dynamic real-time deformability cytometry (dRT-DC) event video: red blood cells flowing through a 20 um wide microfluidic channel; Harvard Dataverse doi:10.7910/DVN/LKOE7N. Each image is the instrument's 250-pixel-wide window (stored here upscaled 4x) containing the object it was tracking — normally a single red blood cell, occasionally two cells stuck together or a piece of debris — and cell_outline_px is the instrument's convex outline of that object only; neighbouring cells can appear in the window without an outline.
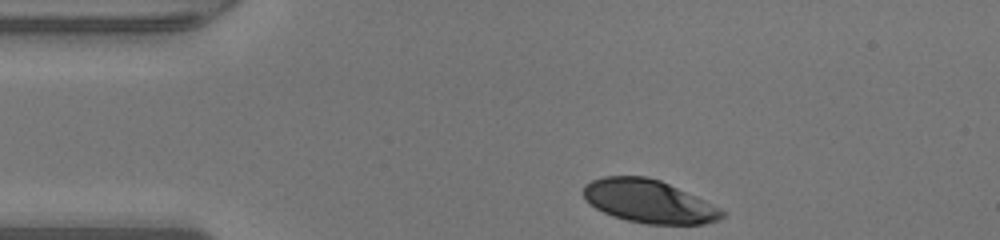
{"species": "human", "species_latin": "Homo sapiens", "temperature_condition": "warm", "stored_images_in_passage": 31, "camera_frame_rate_fps": 3000, "um_per_image_px": 0.085, "donor": {"sex": "male"}, "frame": {"image": 1, "passage_image": 1, "time_ms": 0.0, "image_size_px": [1000, 240], "cell_outline_px": [[724, 216], [716, 220], [704, 224], [648, 224], [624, 220], [612, 216], [588, 204], [584, 196], [584, 184], [592, 180], [604, 176], [648, 176], [660, 180], [696, 196], [720, 208], [724, 212]], "centroid_in_image_um": [55.12, 17.11], "position_along_channel_um": 29.9, "area_um2": 34.74}}
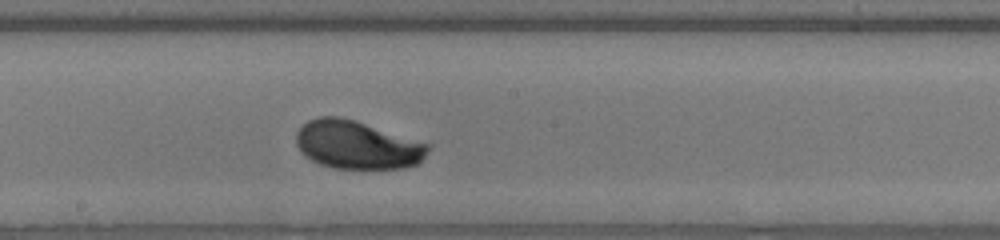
{"frame": {"image": 2, "passage_image": 18, "time_ms": 5.667, "image_size_px": [1000, 240], "cell_outline_px": [[432, 144], [428, 152], [416, 164], [404, 168], [336, 168], [320, 164], [312, 160], [296, 144], [296, 132], [308, 120], [320, 116], [340, 116], [356, 120]], "centroid_in_image_um": [30.39, 12.29], "position_along_channel_um": 217.8, "area_um2": 36.99}}
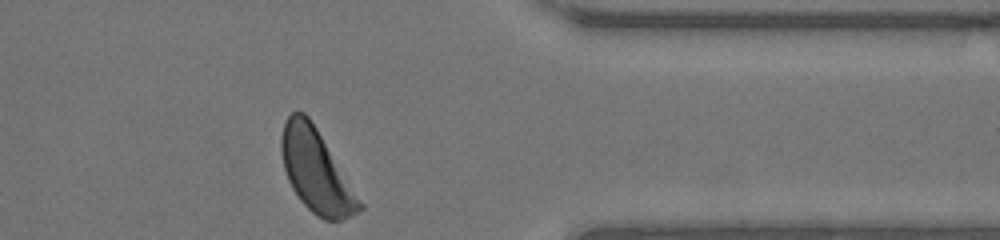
{"frame": {"image": 3, "passage_image": 31, "time_ms": 10.0, "image_size_px": [1000, 240], "cell_outline_px": [[364, 208], [344, 220], [324, 220], [316, 216], [300, 200], [292, 188], [288, 180], [284, 168], [280, 152], [280, 136], [284, 124], [288, 116], [292, 112], [304, 112], [308, 116], [316, 128], [364, 204]], "centroid_in_image_um": [26.86, 14.55], "position_along_channel_um": 384.5, "area_um2": 37.4}, "authors_computed_cell_mechanics": {"area_um2": 36.9342, "velocity_mm_per_s": 4.2457, "shape_relaxation_time_tau1_ms": 2.1091, "shape_relaxation_time_tau2_ms": null, "deformation_change_tau1": 0.1389, "deformation_change_tau2": null}}